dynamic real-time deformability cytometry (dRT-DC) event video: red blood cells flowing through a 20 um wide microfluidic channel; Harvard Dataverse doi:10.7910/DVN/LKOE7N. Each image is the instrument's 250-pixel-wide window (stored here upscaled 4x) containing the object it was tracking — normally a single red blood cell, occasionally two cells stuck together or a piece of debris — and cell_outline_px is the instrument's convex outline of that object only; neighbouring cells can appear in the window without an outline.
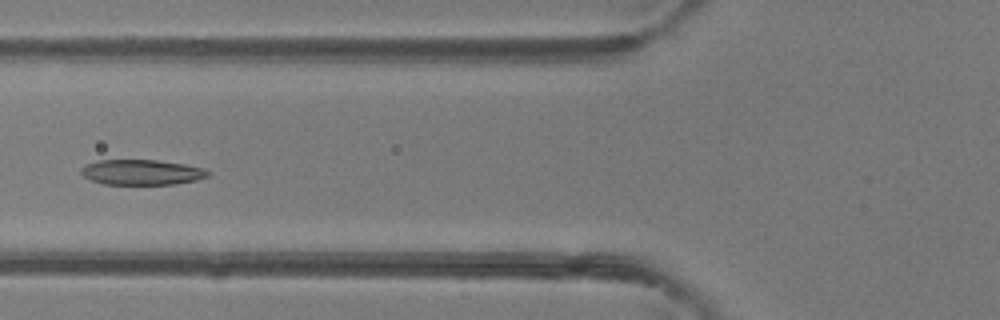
{"species": "common noctule bat (a hibernating species)", "species_latin": "Nyctalus noctula", "temperature_condition": "room temperature", "stored_images_in_passage": 40, "camera_frame_rate_fps": 3000, "um_per_image_px": 0.085, "animal": {"sex": "female"}, "frame": {"image": 1, "passage_image": 10, "time_ms": 3.0, "image_size_px": [1000, 320], "cell_outline_px": [[212, 172], [208, 176], [196, 180], [176, 184], [104, 184], [92, 180], [84, 176], [80, 172], [80, 168], [84, 164], [96, 160], [156, 160], [184, 164], [204, 168]], "centroid_in_image_um": [12.04, 14.63], "position_along_channel_um": 113.8, "area_um2": 18.79}}
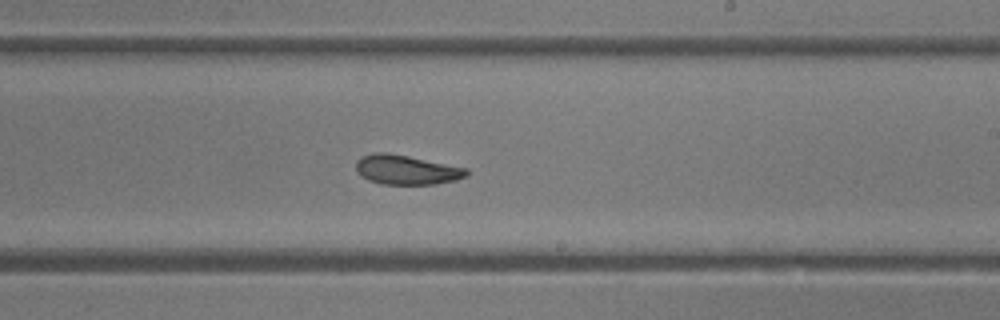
{"frame": {"image": 2, "passage_image": 20, "time_ms": 6.333, "image_size_px": [1000, 320], "cell_outline_px": [[468, 176], [456, 180], [436, 184], [380, 184], [368, 180], [360, 176], [356, 172], [356, 160], [360, 156], [372, 152], [388, 152], [468, 168]], "centroid_in_image_um": [34.51, 14.43], "position_along_channel_um": 254.5, "area_um2": 19.31}}
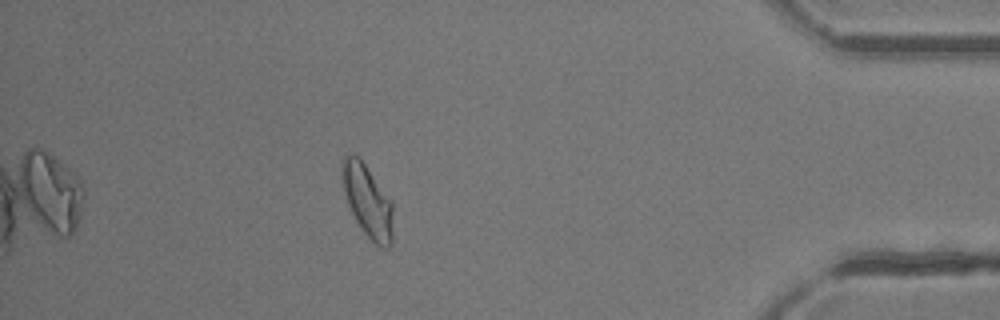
{"frame": {"image": 3, "passage_image": 34, "time_ms": 11.0, "image_size_px": [1000, 320], "cell_outline_px": [[392, 244], [388, 248], [384, 248], [376, 244], [364, 232], [356, 220], [348, 204], [344, 192], [340, 172], [340, 160], [348, 152], [356, 156], [364, 164], [392, 204]], "centroid_in_image_um": [31.19, 17.06], "position_along_channel_um": 404.0, "area_um2": 21.04}, "authors_computed_cell_mechanics": {"area_um2": 20.2878, "velocity_mm_per_s": 4.2213, "shape_relaxation_time_tau1_ms": 9.9323, "shape_relaxation_time_tau2_ms": 1.603, "deformation_change_tau1": 0.224, "deformation_change_tau2": 0.0672}}